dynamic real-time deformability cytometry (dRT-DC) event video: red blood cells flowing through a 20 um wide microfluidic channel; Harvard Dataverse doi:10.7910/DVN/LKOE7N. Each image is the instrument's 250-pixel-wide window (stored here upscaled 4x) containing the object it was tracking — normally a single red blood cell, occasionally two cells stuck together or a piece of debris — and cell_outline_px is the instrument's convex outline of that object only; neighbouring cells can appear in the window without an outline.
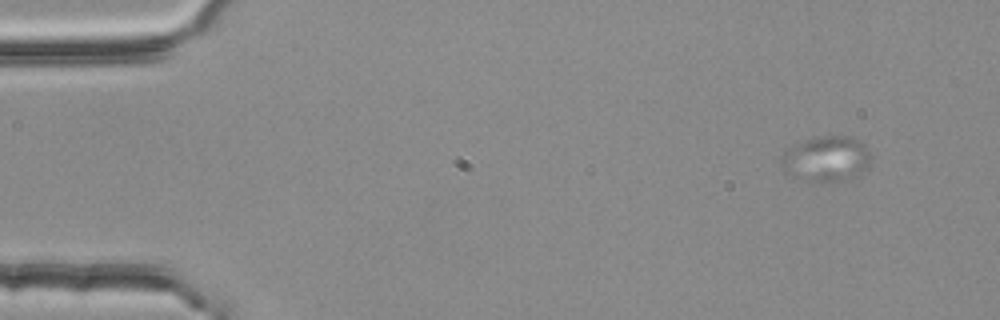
{"species": "common noctule bat (a hibernating species)", "species_latin": "Nyctalus noctula", "temperature_condition": "room temperature", "stored_images_in_passage": 3, "camera_frame_rate_fps": 3000, "um_per_image_px": 0.085, "animal": {"sex": "female", "body_mass_g": 25.1}, "frame": {"image": 1, "passage_image": 1, "time_ms": 0.0, "image_size_px": [1000, 320], "cell_outline_px": [[872, 156], [868, 164], [860, 172], [848, 180], [828, 184], [812, 184], [784, 172], [780, 160], [780, 156], [788, 148], [804, 140], [816, 136], [852, 136], [860, 140], [868, 148]], "centroid_in_image_um": [70.21, 13.53], "position_along_channel_um": 14.8, "area_um2": 24.51}}
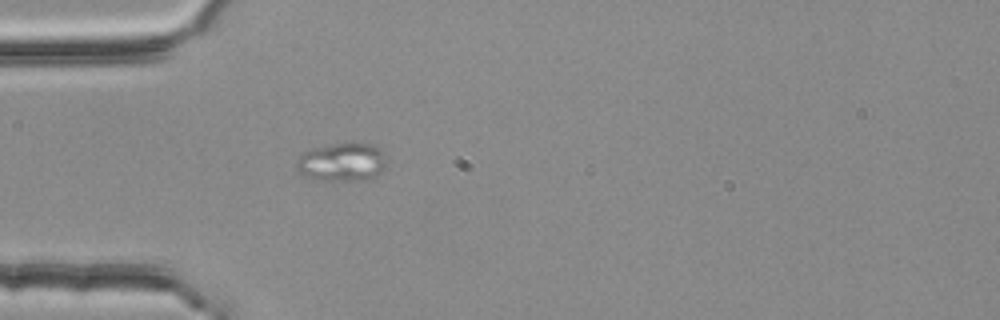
{"frame": {"image": 2, "passage_image": 3, "time_ms": 0.667, "image_size_px": [1000, 320], "cell_outline_px": [[384, 168], [380, 172], [364, 180], [316, 180], [300, 172], [296, 168], [296, 164], [300, 152], [312, 148], [336, 144], [372, 144], [380, 148], [384, 164]], "centroid_in_image_um": [29.0, 13.78], "position_along_channel_um": 56.0, "area_um2": 19.65}}